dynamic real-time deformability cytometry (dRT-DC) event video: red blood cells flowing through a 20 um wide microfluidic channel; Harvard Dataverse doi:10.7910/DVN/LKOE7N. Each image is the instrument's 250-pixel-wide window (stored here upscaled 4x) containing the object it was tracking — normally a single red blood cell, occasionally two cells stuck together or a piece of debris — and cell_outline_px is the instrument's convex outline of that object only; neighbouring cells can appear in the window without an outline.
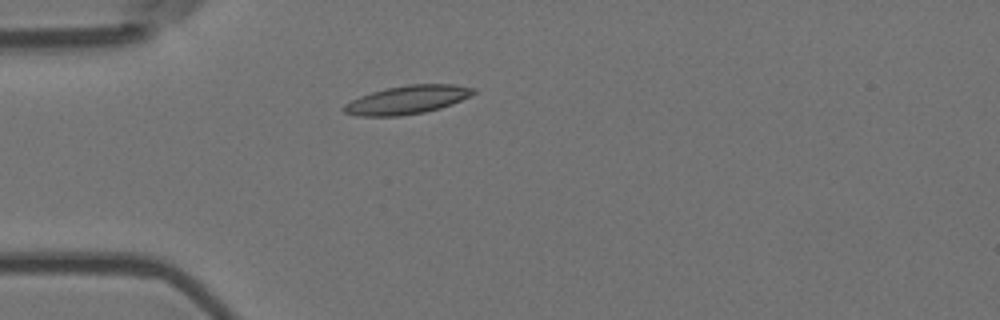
{"species": "Egyptian fruit bat (a non-hibernating species)", "species_latin": "Rousettus aegyptiacus", "temperature_condition": "room temperature", "stored_images_in_passage": 6, "camera_frame_rate_fps": 3000, "um_per_image_px": 0.085, "animal": {"sex": "female"}, "frame": {"image": 1, "passage_image": 4, "time_ms": 1.0, "image_size_px": [1000, 320], "cell_outline_px": [[476, 92], [452, 104], [440, 108], [424, 112], [400, 116], [356, 116], [344, 112], [340, 108], [344, 104], [360, 96], [372, 92], [388, 88], [408, 84], [452, 84], [476, 88]], "centroid_in_image_um": [34.59, 8.49], "position_along_channel_um": 50.4, "area_um2": 21.39}}
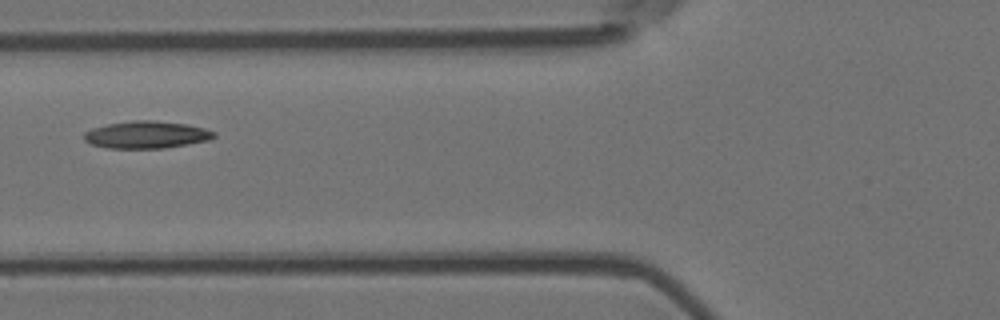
{"frame": {"image": 2, "passage_image": 6, "time_ms": 1.667, "image_size_px": [1000, 320], "cell_outline_px": [[216, 136], [208, 140], [188, 144], [164, 148], [108, 148], [92, 144], [84, 140], [84, 132], [92, 128], [108, 124], [132, 120], [156, 120], [188, 124], [204, 128], [216, 132]], "centroid_in_image_um": [12.46, 11.44], "position_along_channel_um": 113.3, "area_um2": 20.69}}